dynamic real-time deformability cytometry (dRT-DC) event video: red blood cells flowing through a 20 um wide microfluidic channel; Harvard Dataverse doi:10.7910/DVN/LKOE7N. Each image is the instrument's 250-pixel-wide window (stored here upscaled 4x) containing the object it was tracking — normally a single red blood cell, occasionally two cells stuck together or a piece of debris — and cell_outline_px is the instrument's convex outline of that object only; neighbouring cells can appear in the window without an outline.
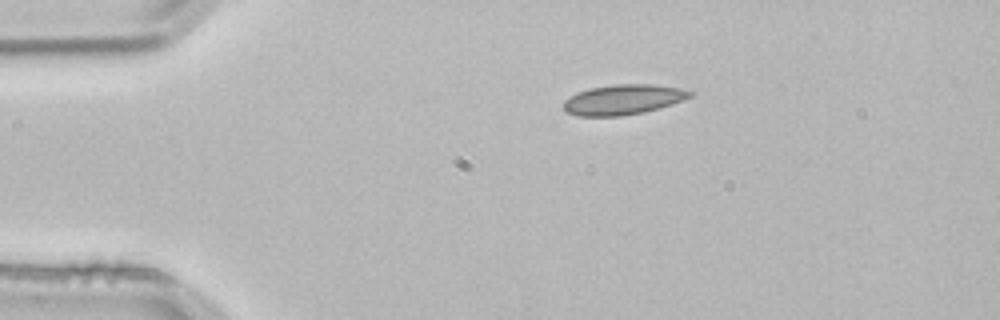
{"species": "common noctule bat (a hibernating species)", "species_latin": "Nyctalus noctula", "temperature_condition": "room temperature", "stored_images_in_passage": 2, "camera_frame_rate_fps": 3000, "um_per_image_px": 0.085, "animal": {"sex": "male", "body_mass_g": 21.5, "forearm_length_mm": 52.0}, "frame": {"image": 1, "passage_image": 1, "time_ms": 0.0, "image_size_px": [1000, 320], "cell_outline_px": [[696, 92], [692, 96], [684, 100], [672, 104], [644, 112], [620, 116], [576, 116], [564, 112], [564, 100], [576, 92], [588, 88], [612, 84], [652, 84], [680, 88]], "centroid_in_image_um": [52.96, 8.46], "position_along_channel_um": 32.0, "area_um2": 22.48}}
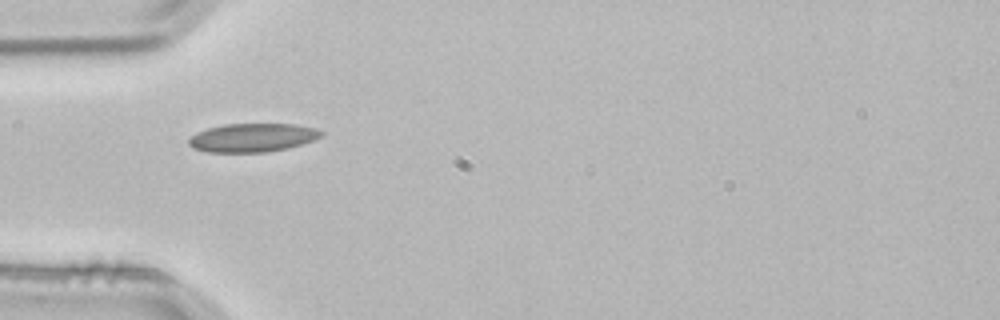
{"frame": {"image": 2, "passage_image": 2, "time_ms": 0.333, "image_size_px": [1000, 320], "cell_outline_px": [[324, 136], [316, 140], [288, 148], [268, 152], [208, 152], [192, 148], [188, 144], [188, 140], [196, 132], [208, 128], [224, 124], [296, 124], [316, 128], [324, 132]], "centroid_in_image_um": [21.5, 11.7], "position_along_channel_um": 63.5, "area_um2": 22.31}}